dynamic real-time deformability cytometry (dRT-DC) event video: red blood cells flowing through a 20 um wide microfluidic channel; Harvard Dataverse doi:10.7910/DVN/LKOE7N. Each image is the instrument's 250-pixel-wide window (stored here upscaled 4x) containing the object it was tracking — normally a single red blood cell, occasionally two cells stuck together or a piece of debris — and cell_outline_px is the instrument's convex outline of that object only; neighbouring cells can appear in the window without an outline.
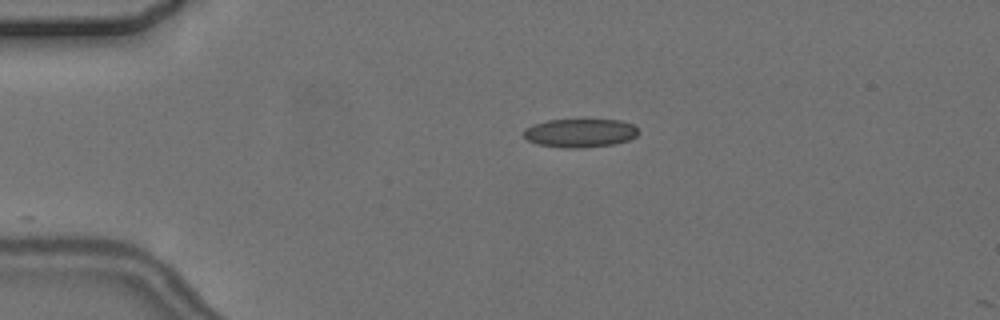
{"species": "common noctule bat (a hibernating species)", "species_latin": "Nyctalus noctula", "temperature_condition": "cold", "stored_images_in_passage": 3, "camera_frame_rate_fps": 3000, "um_per_image_px": 0.085, "animal": {"sex": "female", "body_mass_g": 24.6, "forearm_length_mm": 56.2}, "frame": {"image": 1, "passage_image": 1, "time_ms": 0.0, "image_size_px": [1000, 320], "cell_outline_px": [[640, 132], [636, 136], [628, 140], [612, 144], [580, 148], [564, 148], [536, 144], [528, 140], [524, 136], [524, 128], [532, 124], [548, 120], [620, 120], [632, 124]], "centroid_in_image_um": [49.28, 11.3], "position_along_channel_um": 35.7, "area_um2": 19.07}}
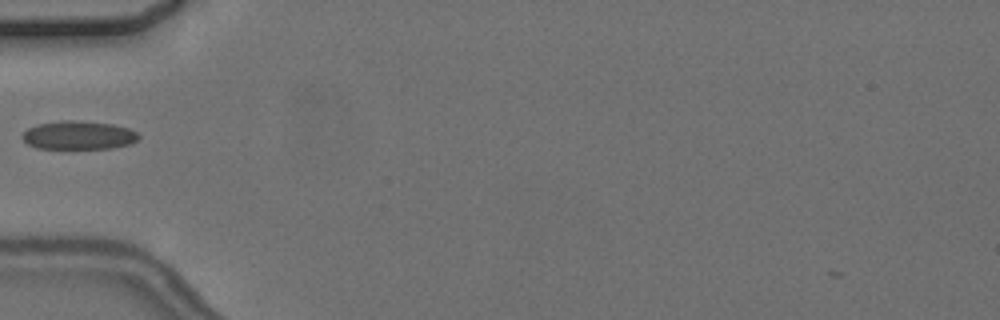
{"frame": {"image": 2, "passage_image": 3, "time_ms": 2.333, "image_size_px": [1000, 320], "cell_outline_px": [[140, 136], [132, 144], [112, 148], [36, 148], [28, 144], [20, 136], [28, 128], [40, 124], [64, 120], [76, 120], [112, 124], [128, 128], [136, 132]], "centroid_in_image_um": [6.69, 11.49], "position_along_channel_um": 78.3, "area_um2": 19.19}}